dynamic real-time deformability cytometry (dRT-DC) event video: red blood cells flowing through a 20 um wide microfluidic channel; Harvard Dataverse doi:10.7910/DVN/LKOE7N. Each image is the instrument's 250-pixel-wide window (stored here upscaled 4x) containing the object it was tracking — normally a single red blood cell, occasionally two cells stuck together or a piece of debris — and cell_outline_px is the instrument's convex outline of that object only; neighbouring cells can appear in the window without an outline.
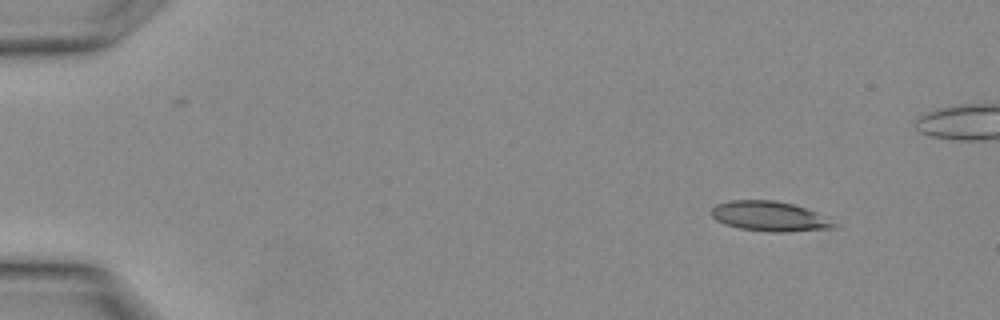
{"species": "Egyptian fruit bat (a non-hibernating species)", "species_latin": "Rousettus aegyptiacus", "temperature_condition": "warm", "stored_images_in_passage": 3, "camera_frame_rate_fps": 3000, "um_per_image_px": 0.085, "animal": {"sex": "female"}, "frame": {"image": 1, "passage_image": 1, "time_ms": 0.0, "image_size_px": [1000, 320], "cell_outline_px": [[836, 228], [784, 232], [768, 232], [740, 228], [724, 224], [716, 220], [712, 216], [712, 208], [716, 204], [728, 200], [772, 200], [792, 204], [816, 212], [836, 224]], "centroid_in_image_um": [65.37, 18.39], "position_along_channel_um": 19.6, "area_um2": 21.21}}